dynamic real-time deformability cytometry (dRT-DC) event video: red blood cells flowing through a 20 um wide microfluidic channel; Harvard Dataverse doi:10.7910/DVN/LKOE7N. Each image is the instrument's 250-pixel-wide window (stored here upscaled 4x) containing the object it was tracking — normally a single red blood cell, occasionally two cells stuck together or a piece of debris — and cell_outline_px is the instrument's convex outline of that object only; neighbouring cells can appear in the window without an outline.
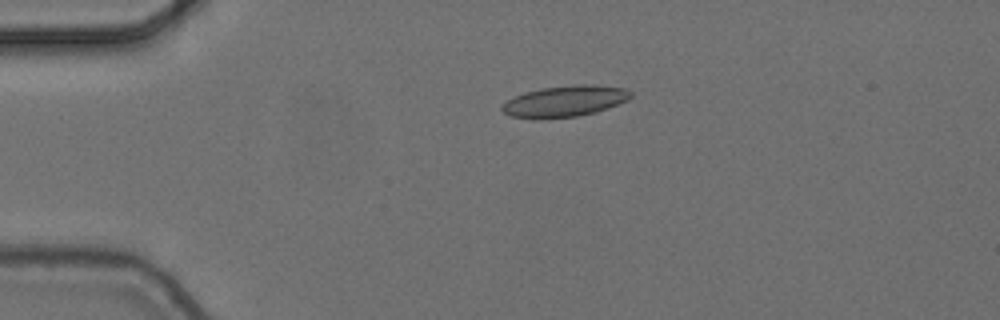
{"species": "common noctule bat (a hibernating species)", "species_latin": "Nyctalus noctula", "temperature_condition": "cold", "stored_images_in_passage": 3, "camera_frame_rate_fps": 3000, "um_per_image_px": 0.085, "animal": {"sex": "female", "body_mass_g": 24.6, "forearm_length_mm": 56.2}, "frame": {"image": 1, "passage_image": 3, "time_ms": 0.667, "image_size_px": [1000, 320], "cell_outline_px": [[632, 96], [628, 100], [596, 112], [576, 116], [540, 120], [512, 116], [504, 112], [500, 108], [508, 100], [524, 92], [544, 88], [576, 84], [592, 84], [624, 88], [632, 92]], "centroid_in_image_um": [48.02, 8.61], "position_along_channel_um": 37.0, "area_um2": 23.35}}